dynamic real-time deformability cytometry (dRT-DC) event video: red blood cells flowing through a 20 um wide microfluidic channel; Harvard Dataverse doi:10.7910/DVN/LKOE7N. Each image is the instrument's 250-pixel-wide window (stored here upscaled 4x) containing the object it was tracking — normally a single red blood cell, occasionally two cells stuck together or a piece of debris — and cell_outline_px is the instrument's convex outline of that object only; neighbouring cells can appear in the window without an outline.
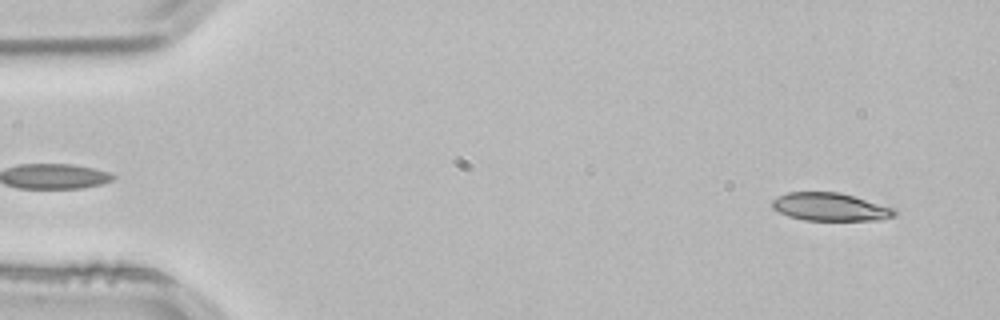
{"species": "common noctule bat (a hibernating species)", "species_latin": "Nyctalus noctula", "temperature_condition": "room temperature", "stored_images_in_passage": 52, "camera_frame_rate_fps": 3000, "um_per_image_px": 0.085, "animal": {"sex": "male", "body_mass_g": 21.5, "forearm_length_mm": 52.0}, "frame": {"image": 1, "passage_image": 3, "time_ms": 0.667, "image_size_px": [1000, 320], "cell_outline_px": [[896, 216], [880, 220], [804, 220], [788, 216], [772, 208], [772, 200], [776, 196], [788, 192], [840, 192], [896, 208]], "centroid_in_image_um": [70.58, 17.58], "position_along_channel_um": 14.4, "area_um2": 20.11}}
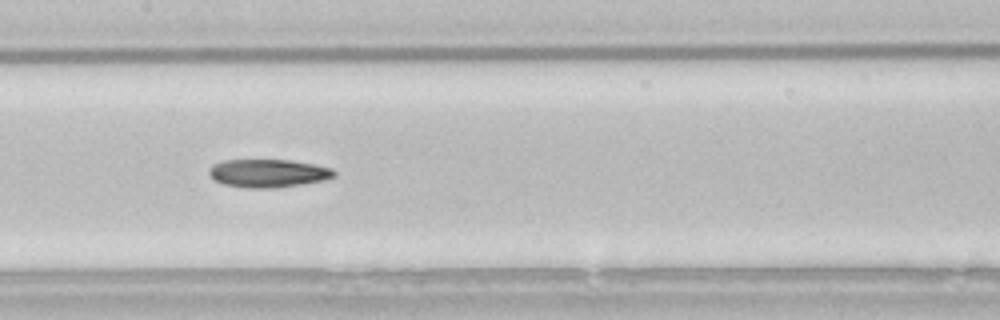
{"frame": {"image": 2, "passage_image": 25, "time_ms": 8.0, "image_size_px": [1000, 320], "cell_outline_px": [[336, 176], [324, 180], [300, 184], [272, 188], [248, 188], [224, 184], [212, 180], [208, 172], [208, 168], [212, 164], [224, 160], [292, 160], [316, 164], [332, 168], [336, 172]], "centroid_in_image_um": [22.78, 14.71], "position_along_channel_um": 184.6, "area_um2": 20.69}}
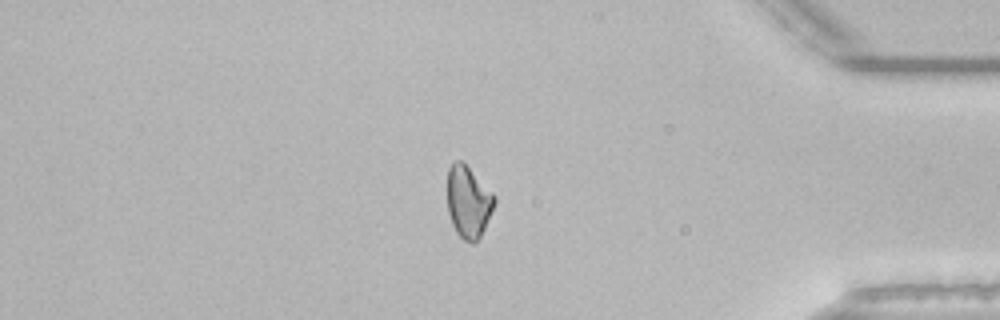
{"frame": {"image": 3, "passage_image": 44, "time_ms": 14.333, "image_size_px": [1000, 320], "cell_outline_px": [[496, 200], [484, 228], [476, 244], [472, 244], [464, 240], [456, 232], [452, 224], [448, 212], [448, 168], [456, 160], [460, 160], [496, 196]], "centroid_in_image_um": [39.8, 17.2], "position_along_channel_um": 395.4, "area_um2": 19.36}, "authors_computed_cell_mechanics": {"area_um2": 20.4034, "velocity_mm_per_s": 3.8326, "shape_relaxation_time_tau1_ms": 7.2166, "shape_relaxation_time_tau2_ms": 11.3651, "deformation_change_tau1": 0.1768, "deformation_change_tau2": 0.1993}}